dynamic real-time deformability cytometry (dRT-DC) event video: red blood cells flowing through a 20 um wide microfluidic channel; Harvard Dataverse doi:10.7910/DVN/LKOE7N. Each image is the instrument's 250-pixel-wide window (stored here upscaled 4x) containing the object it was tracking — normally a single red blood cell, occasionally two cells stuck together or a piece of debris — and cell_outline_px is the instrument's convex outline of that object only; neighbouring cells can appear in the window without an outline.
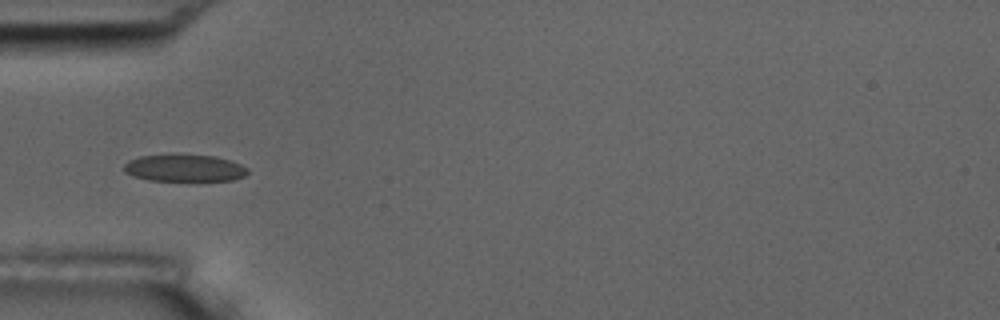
{"species": "common noctule bat (a hibernating species)", "species_latin": "Nyctalus noctula", "temperature_condition": "room temperature", "stored_images_in_passage": 11, "camera_frame_rate_fps": 3000, "um_per_image_px": 0.085, "animal": {"sex": "male", "body_mass_g": 17.5, "forearm_length_mm": 52.3}, "frame": {"image": 1, "passage_image": 1, "time_ms": 0.0, "image_size_px": [1000, 320], "cell_outline_px": [[248, 172], [244, 176], [232, 180], [148, 180], [132, 176], [124, 172], [124, 164], [128, 160], [140, 156], [176, 152], [216, 156], [232, 160], [248, 168]], "centroid_in_image_um": [15.65, 14.24], "position_along_channel_um": 69.4, "area_um2": 20.17}}
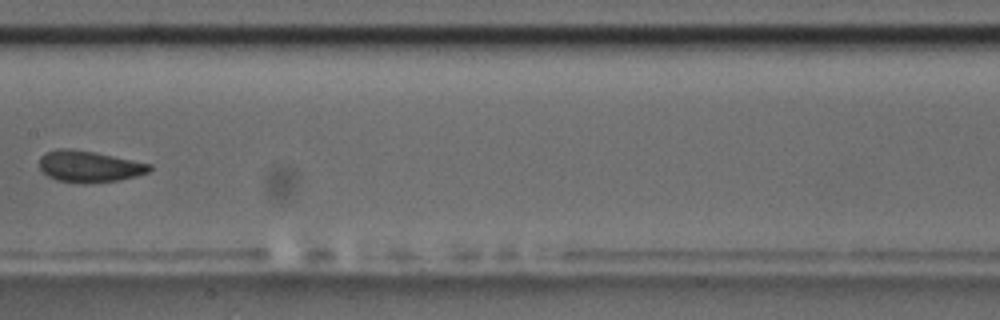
{"frame": {"image": 2, "passage_image": 4, "time_ms": 1.0, "image_size_px": [1000, 320], "cell_outline_px": [[152, 168], [148, 172], [136, 176], [120, 180], [84, 184], [56, 180], [48, 176], [40, 168], [40, 156], [44, 152], [56, 148], [68, 148], [96, 152], [152, 164]], "centroid_in_image_um": [7.57, 14.14], "position_along_channel_um": 199.8, "area_um2": 20.4}}
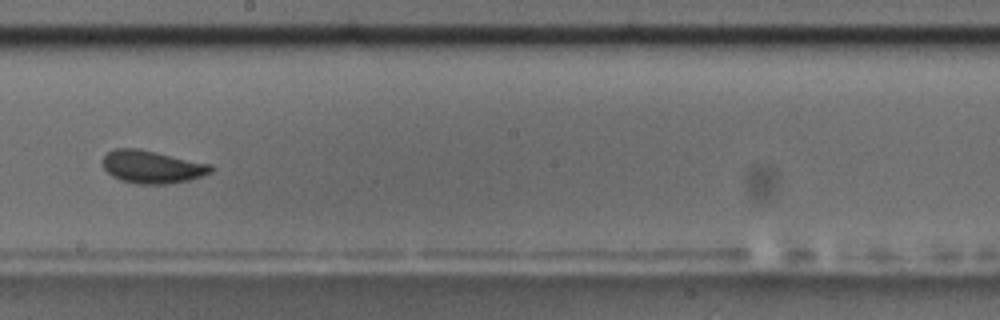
{"frame": {"image": 3, "passage_image": 5, "time_ms": 1.333, "image_size_px": [1000, 320], "cell_outline_px": [[212, 172], [188, 180], [164, 184], [136, 184], [120, 180], [112, 176], [104, 168], [100, 160], [108, 152], [116, 148], [140, 148], [212, 164]], "centroid_in_image_um": [12.89, 14.17], "position_along_channel_um": 235.3, "area_um2": 20.81}}